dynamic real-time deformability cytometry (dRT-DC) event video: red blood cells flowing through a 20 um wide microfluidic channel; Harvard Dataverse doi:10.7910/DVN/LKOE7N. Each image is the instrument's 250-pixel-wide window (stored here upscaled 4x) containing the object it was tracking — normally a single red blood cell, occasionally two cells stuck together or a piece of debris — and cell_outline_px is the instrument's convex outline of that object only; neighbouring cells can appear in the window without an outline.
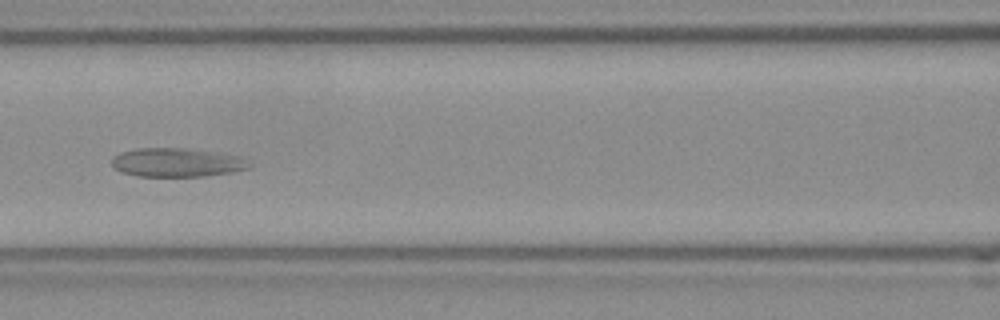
{"species": "Egyptian fruit bat (a non-hibernating species)", "species_latin": "Rousettus aegyptiacus", "temperature_condition": "room temperature", "stored_images_in_passage": 54, "camera_frame_rate_fps": 3000, "um_per_image_px": 0.085, "frame": {"image": 1, "passage_image": 23, "time_ms": 7.333, "image_size_px": [1000, 320], "cell_outline_px": [[252, 168], [236, 172], [208, 176], [136, 176], [120, 172], [112, 168], [112, 156], [120, 152], [140, 148], [188, 148], [216, 152], [236, 156], [252, 164]], "centroid_in_image_um": [15.02, 13.82], "position_along_channel_um": 151.6, "area_um2": 23.35}}
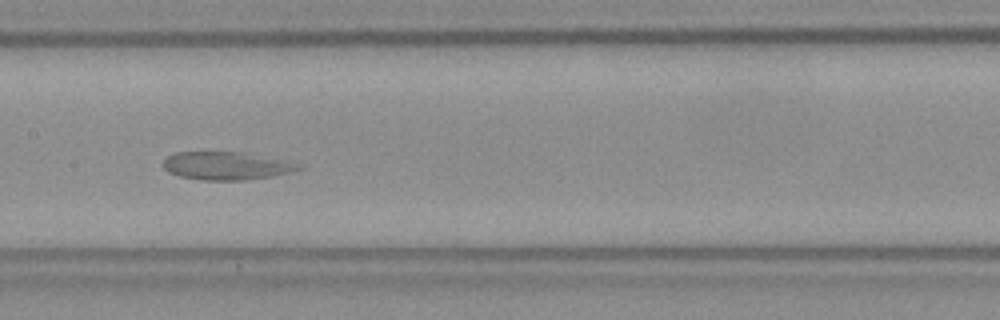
{"frame": {"image": 2, "passage_image": 26, "time_ms": 8.333, "image_size_px": [1000, 320], "cell_outline_px": [[304, 168], [272, 176], [248, 180], [200, 180], [180, 176], [168, 172], [164, 168], [164, 160], [168, 156], [176, 152], [236, 152], [304, 164]], "centroid_in_image_um": [19.22, 14.1], "position_along_channel_um": 188.2, "area_um2": 21.79}}
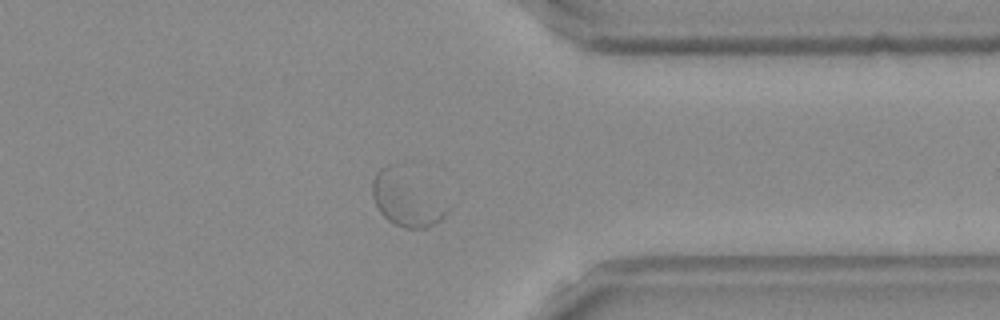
{"frame": {"image": 3, "passage_image": 42, "time_ms": 13.667, "image_size_px": [1000, 320], "cell_outline_px": [[452, 208], [440, 220], [428, 228], [404, 228], [388, 220], [380, 212], [372, 196], [372, 180], [376, 172], [380, 168], [388, 164], [392, 164]], "centroid_in_image_um": [34.5, 16.98], "position_along_channel_um": 376.9, "area_um2": 22.72}}